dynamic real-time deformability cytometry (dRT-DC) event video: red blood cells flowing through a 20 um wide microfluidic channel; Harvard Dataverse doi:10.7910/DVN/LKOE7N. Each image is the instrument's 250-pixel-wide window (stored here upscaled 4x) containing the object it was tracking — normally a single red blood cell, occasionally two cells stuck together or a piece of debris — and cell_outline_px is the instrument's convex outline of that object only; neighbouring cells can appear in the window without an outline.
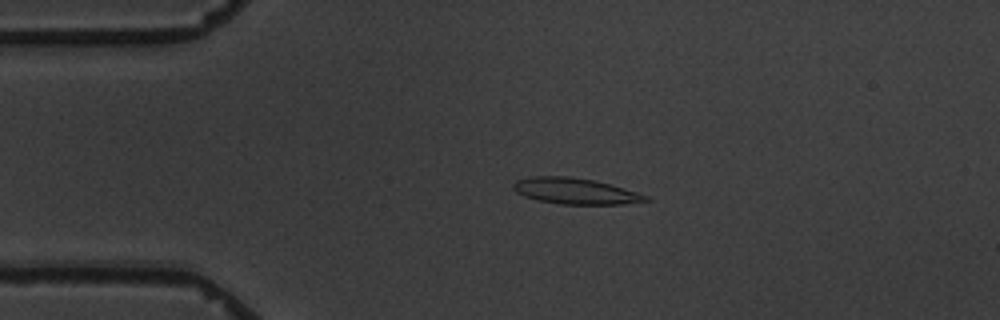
{"species": "common noctule bat (a hibernating species)", "species_latin": "Nyctalus noctula", "temperature_condition": "warm", "stored_images_in_passage": 4, "camera_frame_rate_fps": 3000, "um_per_image_px": 0.085, "animal": {"sex": "male", "body_mass_g": 19.5, "forearm_length_mm": 54.6}, "frame": {"image": 1, "passage_image": 3, "time_ms": 2.333, "image_size_px": [1000, 320], "cell_outline_px": [[652, 200], [620, 204], [560, 204], [540, 200], [524, 196], [516, 192], [512, 188], [512, 184], [516, 180], [532, 176], [568, 176], [596, 180], [636, 192], [648, 196]], "centroid_in_image_um": [48.87, 16.23], "position_along_channel_um": 36.1, "area_um2": 20.0}}